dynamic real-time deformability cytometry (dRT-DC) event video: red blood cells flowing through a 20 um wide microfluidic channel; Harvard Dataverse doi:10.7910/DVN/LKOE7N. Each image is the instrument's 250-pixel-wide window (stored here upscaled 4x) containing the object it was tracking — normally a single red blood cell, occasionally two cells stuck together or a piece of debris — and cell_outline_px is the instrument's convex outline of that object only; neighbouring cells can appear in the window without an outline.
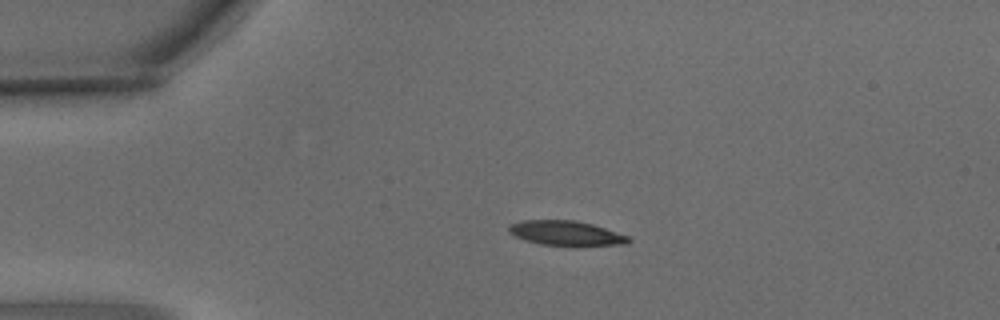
{"species": "common noctule bat (a hibernating species)", "species_latin": "Nyctalus noctula", "temperature_condition": "warm", "stored_images_in_passage": 3, "camera_frame_rate_fps": 3000, "um_per_image_px": 0.085, "animal": {"sex": "male", "body_mass_g": 15.6}, "frame": {"image": 1, "passage_image": 2, "time_ms": 0.333, "image_size_px": [1000, 320], "cell_outline_px": [[632, 240], [628, 244], [540, 244], [524, 240], [508, 232], [508, 228], [512, 224], [520, 220], [572, 220], [592, 224], [628, 236]], "centroid_in_image_um": [48.06, 19.79], "position_along_channel_um": 36.9, "area_um2": 16.59}}